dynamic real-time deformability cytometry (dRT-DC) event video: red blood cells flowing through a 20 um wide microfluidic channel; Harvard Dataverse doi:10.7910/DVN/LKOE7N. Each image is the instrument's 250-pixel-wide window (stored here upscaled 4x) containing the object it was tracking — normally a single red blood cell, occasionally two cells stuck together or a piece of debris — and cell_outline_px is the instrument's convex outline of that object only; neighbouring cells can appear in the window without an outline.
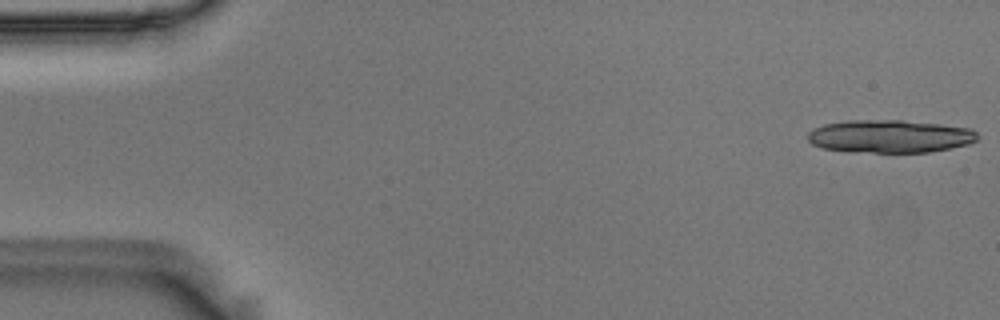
{"species": "Egyptian fruit bat (a non-hibernating species)", "species_latin": "Rousettus aegyptiacus", "temperature_condition": "room temperature", "stored_images_in_passage": 15, "camera_frame_rate_fps": 3000, "um_per_image_px": 0.085, "animal": {"sex": "male"}, "frame": {"image": 1, "passage_image": 1, "time_ms": 0.0, "image_size_px": [1000, 320], "cell_outline_px": [[980, 136], [976, 140], [968, 144], [928, 152], [848, 152], [824, 148], [812, 144], [808, 140], [808, 132], [812, 128], [824, 124], [848, 120], [904, 120], [940, 124], [972, 128]], "centroid_in_image_um": [75.62, 11.58], "position_along_channel_um": 9.4, "area_um2": 32.71}}